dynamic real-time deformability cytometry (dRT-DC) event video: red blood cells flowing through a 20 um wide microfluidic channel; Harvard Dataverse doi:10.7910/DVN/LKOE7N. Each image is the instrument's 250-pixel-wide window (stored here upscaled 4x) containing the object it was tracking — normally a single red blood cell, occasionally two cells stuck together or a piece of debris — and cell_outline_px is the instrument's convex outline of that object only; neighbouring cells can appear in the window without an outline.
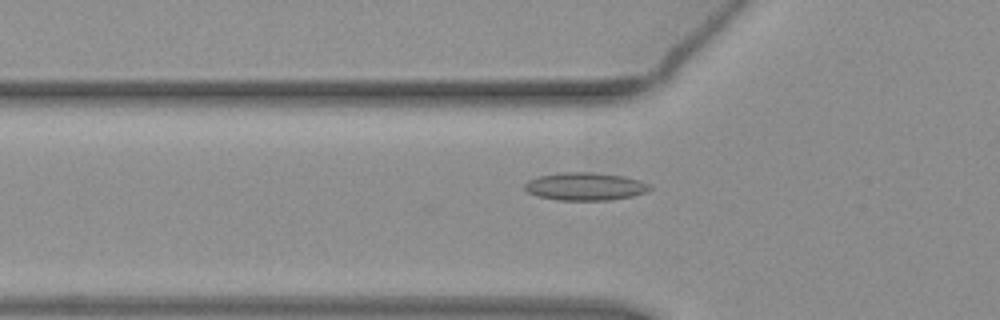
{"species": "common noctule bat (a hibernating species)", "species_latin": "Nyctalus noctula", "temperature_condition": "warm", "stored_images_in_passage": 43, "camera_frame_rate_fps": 3000, "um_per_image_px": 0.085, "animal": {"sex": "female", "body_mass_g": 19.3, "forearm_length_mm": 54.1}, "frame": {"image": 1, "passage_image": 8, "time_ms": 2.333, "image_size_px": [1000, 320], "cell_outline_px": [[652, 188], [648, 192], [632, 196], [608, 200], [556, 200], [536, 196], [528, 192], [524, 188], [524, 184], [528, 180], [540, 176], [560, 172], [592, 172], [624, 176], [640, 180], [652, 184]], "centroid_in_image_um": [49.77, 15.85], "position_along_channel_um": 76.0, "area_um2": 20.52}}
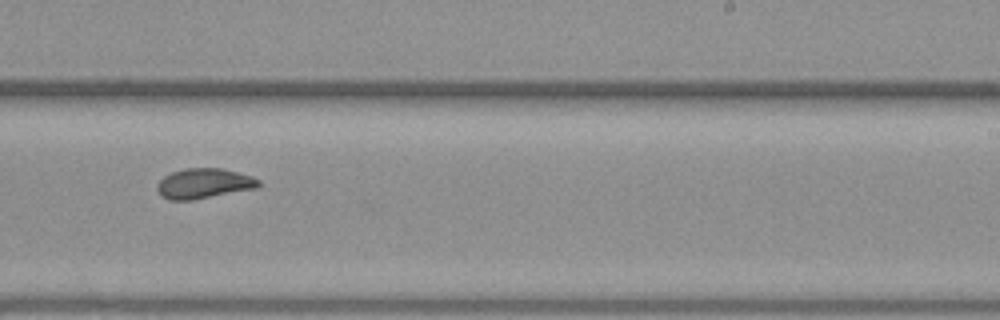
{"frame": {"image": 2, "passage_image": 23, "time_ms": 7.333, "image_size_px": [1000, 320], "cell_outline_px": [[260, 184], [256, 188], [192, 200], [168, 200], [160, 196], [156, 188], [156, 184], [164, 176], [172, 172], [184, 168], [224, 168], [252, 176], [260, 180]], "centroid_in_image_um": [17.3, 15.59], "position_along_channel_um": 271.7, "area_um2": 17.92}}
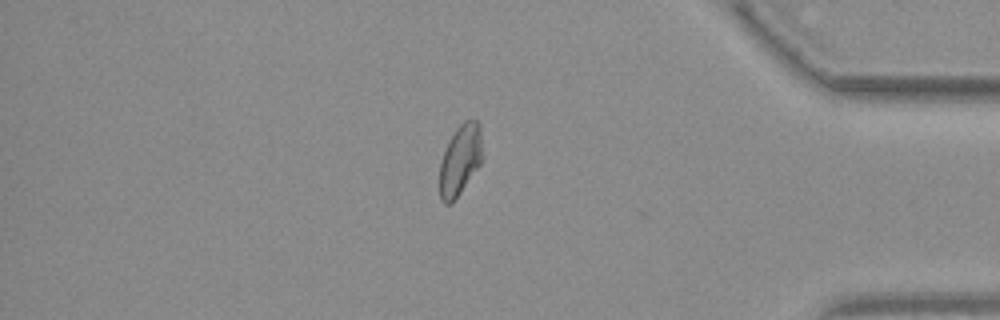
{"frame": {"image": 3, "passage_image": 35, "time_ms": 11.333, "image_size_px": [1000, 320], "cell_outline_px": [[480, 164], [452, 204], [444, 204], [440, 200], [440, 160], [456, 128], [464, 120], [476, 120], [480, 124]], "centroid_in_image_um": [39.08, 13.63], "position_along_channel_um": 396.1, "area_um2": 17.11}, "authors_computed_cell_mechanics": {"area_um2": 18.0336, "velocity_mm_per_s": 3.9006, "shape_relaxation_time_tau1_ms": 7.8127, "shape_relaxation_time_tau2_ms": 1.9022, "deformation_change_tau1": 0.1534, "deformation_change_tau2": 0.0696}}